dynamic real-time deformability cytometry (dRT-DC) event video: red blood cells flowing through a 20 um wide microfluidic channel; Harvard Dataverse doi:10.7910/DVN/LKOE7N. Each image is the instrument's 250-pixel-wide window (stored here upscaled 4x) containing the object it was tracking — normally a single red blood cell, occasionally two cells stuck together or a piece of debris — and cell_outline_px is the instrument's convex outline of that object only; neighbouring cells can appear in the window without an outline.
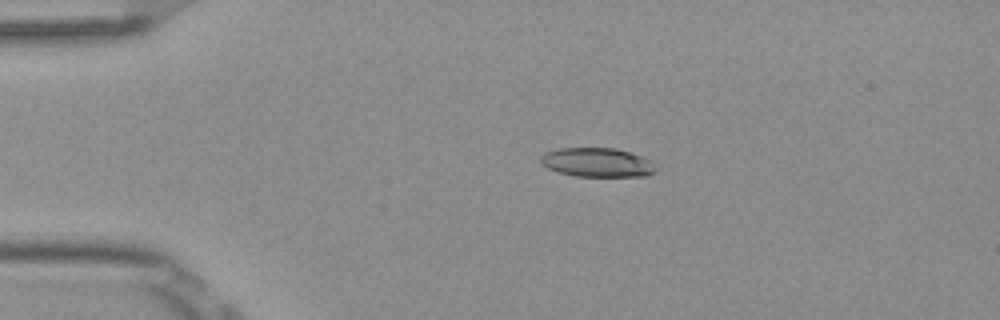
{"species": "Egyptian fruit bat (a non-hibernating species)", "species_latin": "Rousettus aegyptiacus", "temperature_condition": "room temperature", "stored_images_in_passage": 2, "camera_frame_rate_fps": 3000, "um_per_image_px": 0.085, "frame": {"image": 1, "passage_image": 1, "time_ms": 0.0, "image_size_px": [1000, 320], "cell_outline_px": [[656, 168], [648, 176], [576, 176], [560, 172], [548, 168], [540, 164], [540, 156], [544, 152], [556, 148], [616, 148], [652, 160]], "centroid_in_image_um": [50.73, 13.8], "position_along_channel_um": 34.3, "area_um2": 19.54}}